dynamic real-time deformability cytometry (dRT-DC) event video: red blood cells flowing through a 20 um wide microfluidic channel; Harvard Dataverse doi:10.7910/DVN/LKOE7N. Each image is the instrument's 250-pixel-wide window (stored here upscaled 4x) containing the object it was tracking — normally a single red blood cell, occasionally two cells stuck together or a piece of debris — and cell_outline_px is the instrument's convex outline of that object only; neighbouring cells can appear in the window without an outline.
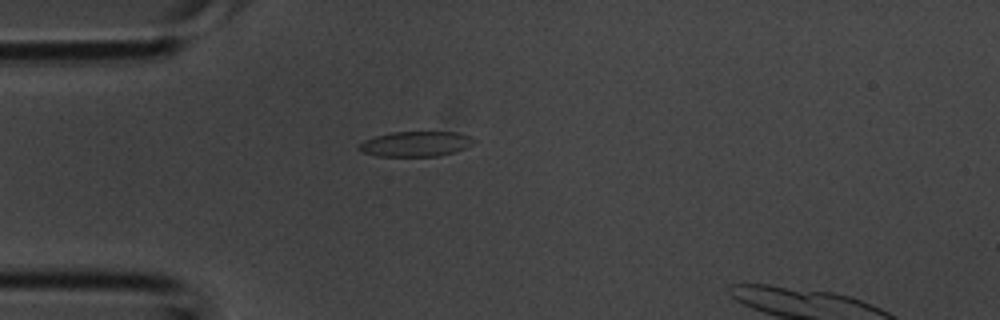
{"species": "common noctule bat (a hibernating species)", "species_latin": "Nyctalus noctula", "temperature_condition": "room temperature", "stored_images_in_passage": 2, "camera_frame_rate_fps": 3000, "um_per_image_px": 0.085, "animal": {"sex": "male", "body_mass_g": 20.1, "forearm_length_mm": 53.5}, "frame": {"image": 1, "passage_image": 1, "time_ms": 0.0, "image_size_px": [1000, 320], "cell_outline_px": [[476, 140], [472, 144], [456, 152], [440, 156], [376, 156], [360, 152], [356, 148], [364, 140], [376, 136], [392, 132], [456, 132], [468, 136]], "centroid_in_image_um": [35.3, 12.24], "position_along_channel_um": 49.7, "area_um2": 16.88}}